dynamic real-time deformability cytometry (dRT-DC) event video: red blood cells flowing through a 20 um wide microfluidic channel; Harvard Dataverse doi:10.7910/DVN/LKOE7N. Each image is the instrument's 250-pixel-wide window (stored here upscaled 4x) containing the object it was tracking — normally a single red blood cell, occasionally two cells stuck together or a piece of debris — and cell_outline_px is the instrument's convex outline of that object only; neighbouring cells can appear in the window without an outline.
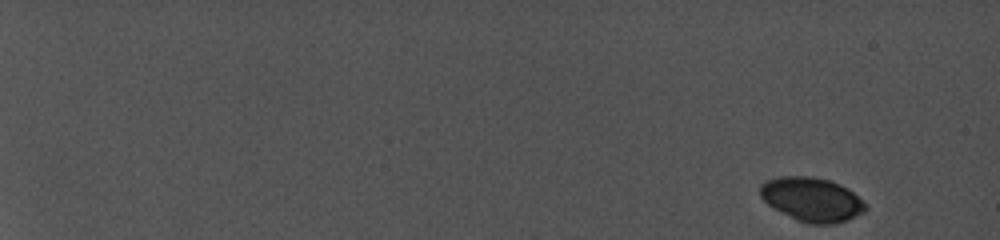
{"species": "common noctule bat (a hibernating species)", "species_latin": "Nyctalus noctula", "temperature_condition": "cold", "stored_images_in_passage": 10, "camera_frame_rate_fps": 5000, "um_per_image_px": 0.085, "animal": {"sex": "female", "body_mass_g": 19.0, "forearm_length_mm": 56.7}, "frame": {"image": 1, "passage_image": 1, "time_ms": 0.0, "image_size_px": [1000, 240], "cell_outline_px": [[868, 208], [864, 212], [848, 220], [836, 224], [808, 224], [796, 220], [768, 204], [760, 196], [760, 184], [768, 180], [780, 176], [812, 176], [832, 180], [848, 188]], "centroid_in_image_um": [69.01, 16.95], "position_along_channel_um": 16.0, "area_um2": 27.05}}
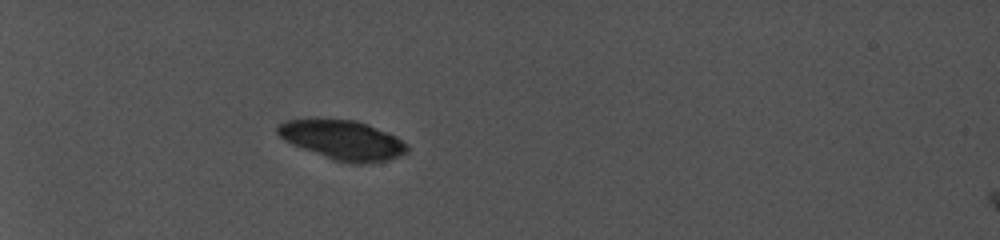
{"frame": {"image": 2, "passage_image": 6, "time_ms": 6.2, "image_size_px": [1000, 240], "cell_outline_px": [[408, 152], [388, 160], [368, 164], [352, 164], [332, 160], [292, 144], [284, 140], [276, 132], [276, 128], [280, 124], [288, 120], [356, 120], [368, 124], [396, 136], [408, 144]], "centroid_in_image_um": [29.17, 11.93], "position_along_channel_um": 55.8, "area_um2": 29.65}}